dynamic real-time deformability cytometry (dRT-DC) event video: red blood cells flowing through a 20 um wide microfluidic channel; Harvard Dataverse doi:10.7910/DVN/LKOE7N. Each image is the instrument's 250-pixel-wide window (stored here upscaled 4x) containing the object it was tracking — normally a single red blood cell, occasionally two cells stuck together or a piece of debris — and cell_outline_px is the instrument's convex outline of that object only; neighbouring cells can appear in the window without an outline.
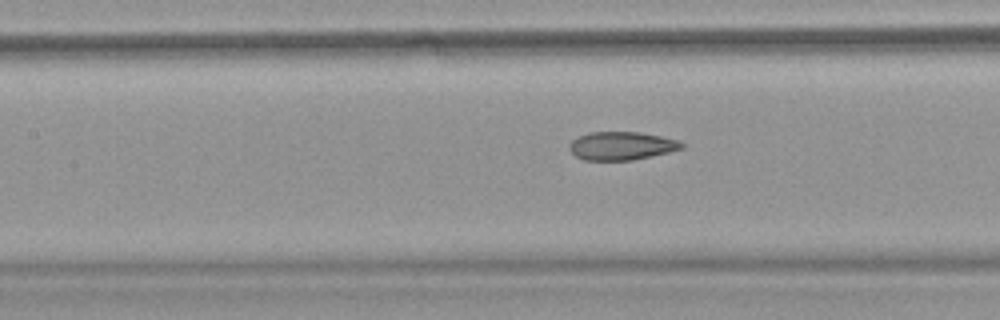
{"species": "common noctule bat (a hibernating species)", "species_latin": "Nyctalus noctula", "temperature_condition": "warm", "stored_images_in_passage": 19, "camera_frame_rate_fps": 3000, "um_per_image_px": 0.085, "animal": {"sex": "female", "body_mass_g": 18.4}, "frame": {"image": 1, "passage_image": 16, "time_ms": 5.0, "image_size_px": [1000, 320], "cell_outline_px": [[684, 148], [652, 156], [632, 160], [584, 160], [576, 156], [568, 148], [568, 144], [572, 140], [588, 132], [640, 132], [660, 136], [676, 140], [684, 144]], "centroid_in_image_um": [52.81, 12.39], "position_along_channel_um": 154.6, "area_um2": 18.44}}